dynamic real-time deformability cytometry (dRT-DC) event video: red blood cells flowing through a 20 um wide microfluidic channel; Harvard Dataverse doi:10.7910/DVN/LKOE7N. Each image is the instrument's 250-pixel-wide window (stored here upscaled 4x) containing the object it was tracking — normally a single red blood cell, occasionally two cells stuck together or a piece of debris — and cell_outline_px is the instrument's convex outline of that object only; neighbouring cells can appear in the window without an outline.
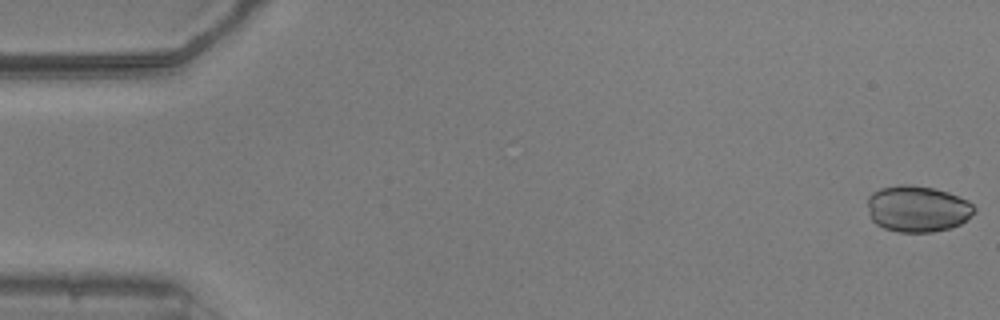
{"species": "common noctule bat (a hibernating species)", "species_latin": "Nyctalus noctula", "temperature_condition": "warm", "stored_images_in_passage": 15, "camera_frame_rate_fps": 3000, "um_per_image_px": 0.085, "animal": {"sex": "male", "body_mass_g": 20.5, "forearm_length_mm": 52.5}, "frame": {"image": 1, "passage_image": 1, "time_ms": 0.0, "image_size_px": [1000, 320], "cell_outline_px": [[976, 212], [960, 224], [948, 228], [932, 232], [896, 232], [884, 228], [876, 224], [872, 220], [868, 208], [868, 196], [872, 192], [880, 188], [900, 184], [912, 184], [932, 188], [948, 192], [968, 200], [976, 208]], "centroid_in_image_um": [77.98, 17.74], "position_along_channel_um": 7.0, "area_um2": 28.96}}
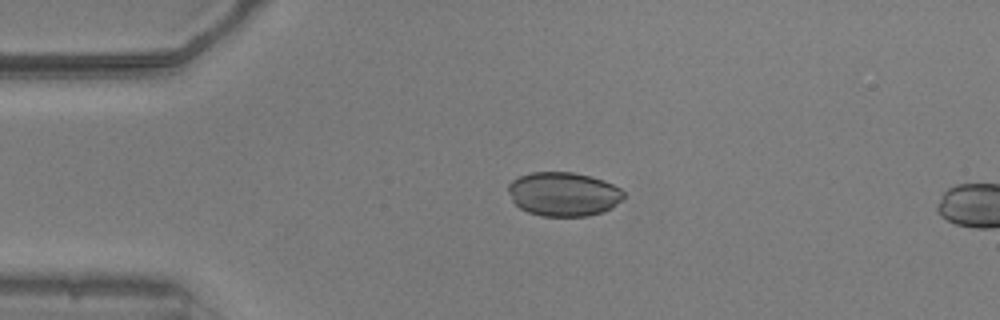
{"frame": {"image": 2, "passage_image": 12, "time_ms": 3.667, "image_size_px": [1000, 320], "cell_outline_px": [[624, 196], [612, 208], [604, 212], [588, 216], [540, 216], [528, 212], [520, 208], [512, 200], [508, 192], [508, 184], [512, 180], [520, 176], [532, 172], [572, 172], [592, 176], [604, 180], [620, 188], [624, 192]], "centroid_in_image_um": [47.9, 16.5], "position_along_channel_um": 37.1, "area_um2": 29.77}}